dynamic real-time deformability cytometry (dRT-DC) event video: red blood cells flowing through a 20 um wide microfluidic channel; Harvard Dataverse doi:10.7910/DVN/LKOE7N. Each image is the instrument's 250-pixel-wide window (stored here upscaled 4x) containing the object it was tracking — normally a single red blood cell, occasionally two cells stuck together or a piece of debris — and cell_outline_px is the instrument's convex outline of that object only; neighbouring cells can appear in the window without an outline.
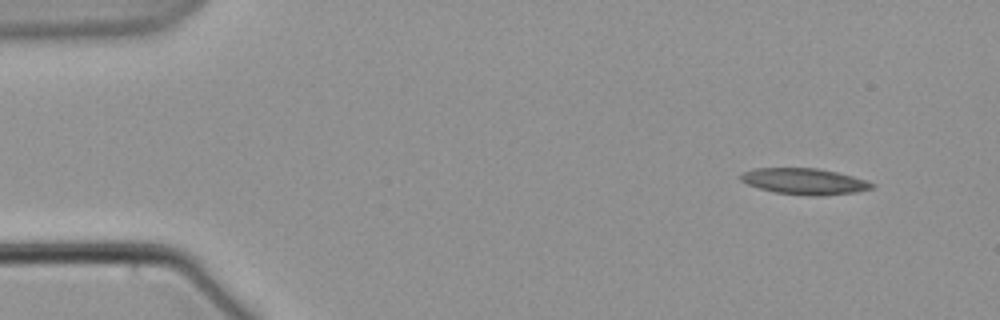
{"species": "common noctule bat (a hibernating species)", "species_latin": "Nyctalus noctula", "temperature_condition": "warm", "stored_images_in_passage": 5, "camera_frame_rate_fps": 3000, "um_per_image_px": 0.085, "animal": {"sex": "male", "body_mass_g": 21.5, "forearm_length_mm": 52.0}, "frame": {"image": 1, "passage_image": 1, "time_ms": 0.0, "image_size_px": [1000, 320], "cell_outline_px": [[876, 184], [872, 188], [856, 192], [824, 196], [812, 196], [776, 192], [760, 188], [748, 184], [740, 180], [736, 176], [744, 172], [756, 168], [816, 168], [836, 172], [868, 180]], "centroid_in_image_um": [68.39, 15.41], "position_along_channel_um": 16.6, "area_um2": 20.0}}
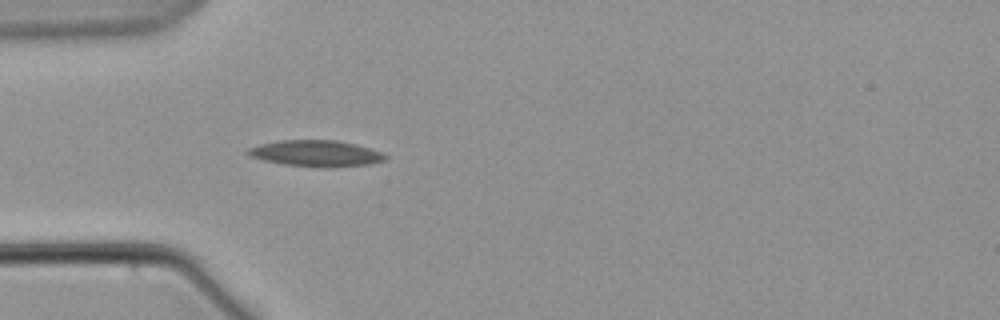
{"frame": {"image": 2, "passage_image": 5, "time_ms": 4.667, "image_size_px": [1000, 320], "cell_outline_px": [[388, 156], [384, 160], [368, 164], [332, 168], [328, 168], [284, 164], [264, 160], [248, 156], [244, 152], [248, 148], [260, 144], [280, 140], [336, 140], [356, 144], [380, 152]], "centroid_in_image_um": [26.82, 13.04], "position_along_channel_um": 58.2, "area_um2": 20.98}}